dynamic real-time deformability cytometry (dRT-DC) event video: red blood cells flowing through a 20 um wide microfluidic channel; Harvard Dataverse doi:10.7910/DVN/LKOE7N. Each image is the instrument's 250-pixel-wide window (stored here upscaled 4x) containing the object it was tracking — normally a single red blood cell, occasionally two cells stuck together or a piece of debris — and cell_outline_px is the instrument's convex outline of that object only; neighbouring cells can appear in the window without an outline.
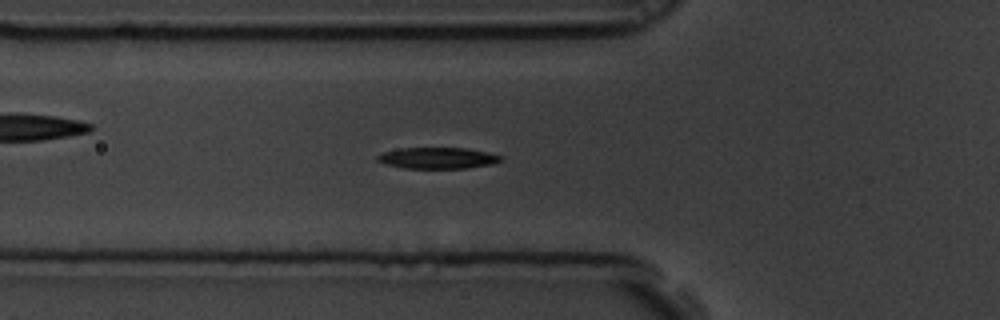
{"species": "common noctule bat (a hibernating species)", "species_latin": "Nyctalus noctula", "temperature_condition": "room temperature", "stored_images_in_passage": 60, "camera_frame_rate_fps": 3000, "um_per_image_px": 0.085, "animal": {"sex": "male", "body_mass_g": 19.5, "forearm_length_mm": 54.6}, "frame": {"image": 1, "passage_image": 21, "time_ms": 6.667, "image_size_px": [1000, 320], "cell_outline_px": [[504, 160], [492, 164], [468, 168], [404, 168], [384, 164], [376, 160], [376, 156], [384, 152], [400, 148], [468, 148], [488, 152], [504, 156]], "centroid_in_image_um": [37.24, 13.43], "position_along_channel_um": 88.6, "area_um2": 15.43}}
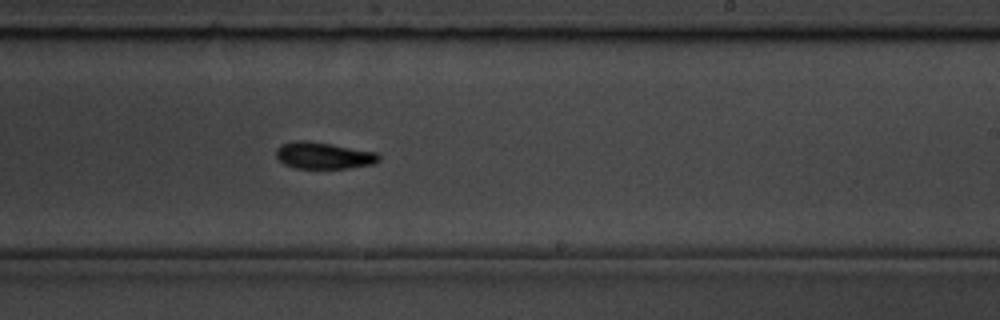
{"frame": {"image": 2, "passage_image": 36, "time_ms": 11.667, "image_size_px": [1000, 320], "cell_outline_px": [[380, 160], [376, 164], [348, 168], [296, 168], [284, 164], [276, 156], [276, 148], [280, 144], [292, 140], [308, 140], [332, 144], [376, 152], [380, 156]], "centroid_in_image_um": [27.5, 13.21], "position_along_channel_um": 261.5, "area_um2": 16.18}}
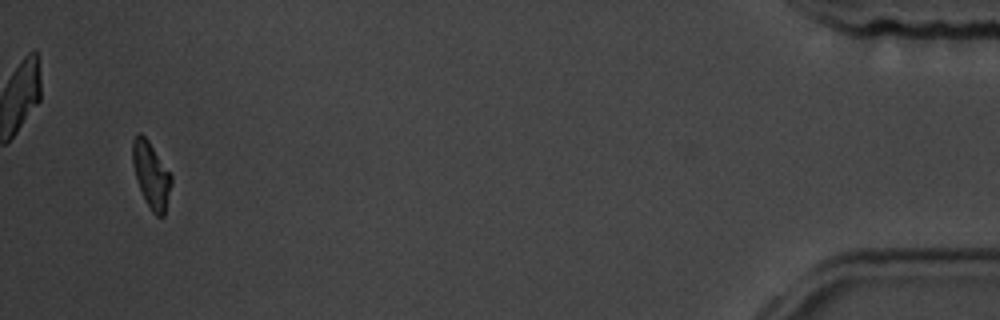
{"frame": {"image": 3, "passage_image": 57, "time_ms": 18.667, "image_size_px": [1000, 320], "cell_outline_px": [[172, 180], [164, 216], [156, 216], [152, 212], [136, 180], [132, 164], [132, 140], [140, 132], [148, 140], [172, 176]], "centroid_in_image_um": [12.83, 14.86], "position_along_channel_um": 422.4, "area_um2": 14.62}, "authors_computed_cell_mechanics": {"area_um2": 15.7505, "velocity_mm_per_s": 3.4631, "shape_relaxation_time_tau1_ms": 2.3019, "shape_relaxation_time_tau2_ms": 5.5153, "deformation_change_tau1": 0.1284, "deformation_change_tau2": 0.1221}}